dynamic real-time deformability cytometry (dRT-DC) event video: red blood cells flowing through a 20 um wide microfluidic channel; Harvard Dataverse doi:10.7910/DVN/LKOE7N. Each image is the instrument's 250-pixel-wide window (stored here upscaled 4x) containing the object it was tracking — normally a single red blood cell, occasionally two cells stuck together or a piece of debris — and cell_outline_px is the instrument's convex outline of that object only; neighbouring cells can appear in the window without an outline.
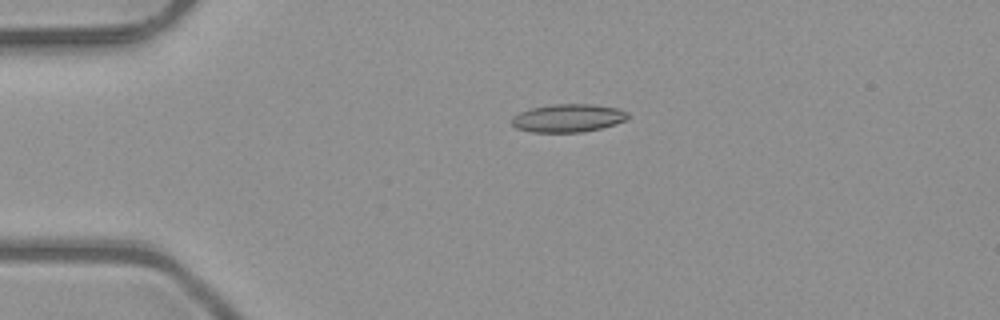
{"species": "common noctule bat (a hibernating species)", "species_latin": "Nyctalus noctula", "temperature_condition": "room temperature", "stored_images_in_passage": 3, "camera_frame_rate_fps": 3000, "um_per_image_px": 0.085, "animal": {"sex": "male", "body_mass_g": 23.1, "forearm_length_mm": 52.7}, "frame": {"image": 1, "passage_image": 3, "time_ms": 0.667, "image_size_px": [1000, 320], "cell_outline_px": [[628, 116], [624, 120], [616, 124], [584, 132], [532, 132], [516, 128], [512, 124], [512, 116], [520, 112], [532, 108], [552, 104], [592, 104], [616, 108], [628, 112]], "centroid_in_image_um": [48.27, 10.04], "position_along_channel_um": 36.7, "area_um2": 18.9}}